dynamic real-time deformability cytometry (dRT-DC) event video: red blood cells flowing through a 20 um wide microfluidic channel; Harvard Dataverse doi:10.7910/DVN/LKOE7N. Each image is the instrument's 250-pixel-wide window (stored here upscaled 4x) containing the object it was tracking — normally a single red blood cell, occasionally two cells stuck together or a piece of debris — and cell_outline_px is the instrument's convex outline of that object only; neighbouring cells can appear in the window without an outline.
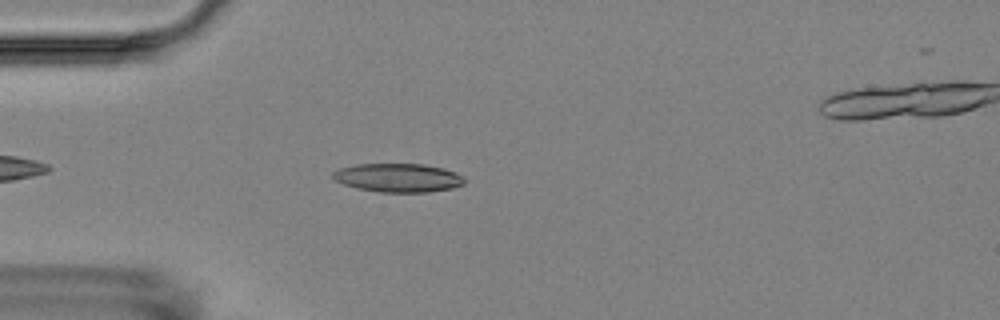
{"species": "Egyptian fruit bat (a non-hibernating species)", "species_latin": "Rousettus aegyptiacus", "temperature_condition": "room temperature", "stored_images_in_passage": 3, "camera_frame_rate_fps": 3000, "um_per_image_px": 0.085, "animal": {"sex": "female"}, "frame": {"image": 1, "passage_image": 2, "time_ms": 1.0, "image_size_px": [1000, 320], "cell_outline_px": [[464, 184], [452, 188], [428, 192], [380, 192], [356, 188], [344, 184], [336, 180], [332, 176], [332, 172], [340, 168], [356, 164], [424, 164], [444, 168], [464, 176]], "centroid_in_image_um": [33.85, 15.1], "position_along_channel_um": 51.2, "area_um2": 21.96}}